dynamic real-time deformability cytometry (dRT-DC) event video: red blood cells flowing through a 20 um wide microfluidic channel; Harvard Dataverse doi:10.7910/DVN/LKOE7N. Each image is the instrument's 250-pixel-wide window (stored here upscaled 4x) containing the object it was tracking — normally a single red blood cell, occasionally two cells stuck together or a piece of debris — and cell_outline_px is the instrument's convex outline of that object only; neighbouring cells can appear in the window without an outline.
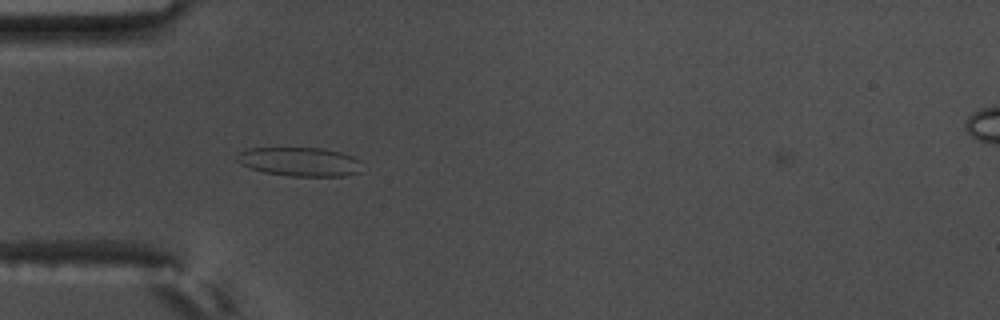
{"species": "common noctule bat (a hibernating species)", "species_latin": "Nyctalus noctula", "temperature_condition": "warm", "stored_images_in_passage": 41, "camera_frame_rate_fps": 3000, "um_per_image_px": 0.085, "animal": {"sex": "male", "body_mass_g": 17.5, "forearm_length_mm": 52.3}, "frame": {"image": 1, "passage_image": 1, "time_ms": 0.0, "image_size_px": [1000, 320], "cell_outline_px": [[360, 172], [344, 176], [288, 176], [264, 172], [248, 168], [240, 164], [236, 160], [236, 156], [240, 152], [248, 148], [324, 148], [340, 152], [352, 156], [360, 160]], "centroid_in_image_um": [25.45, 13.75], "position_along_channel_um": 59.5, "area_um2": 21.21}}
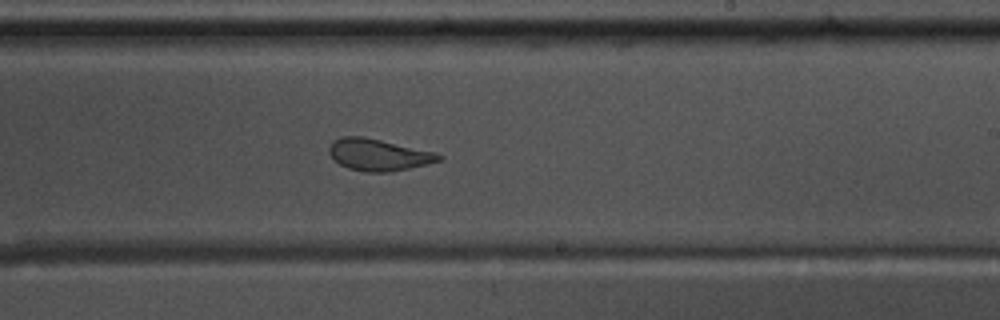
{"frame": {"image": 2, "passage_image": 18, "time_ms": 5.667, "image_size_px": [1000, 320], "cell_outline_px": [[444, 156], [440, 160], [392, 172], [364, 172], [348, 168], [340, 164], [328, 152], [328, 148], [332, 140], [340, 136], [364, 136], [436, 152]], "centroid_in_image_um": [32.14, 13.14], "position_along_channel_um": 256.9, "area_um2": 20.35}}
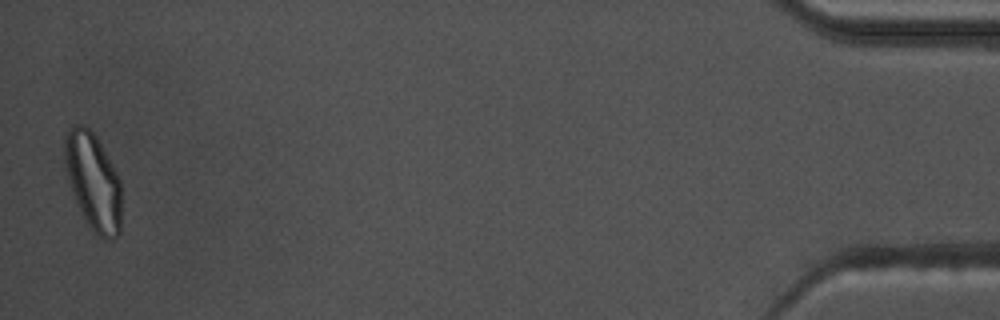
{"frame": {"image": 3, "passage_image": 40, "time_ms": 13.0, "image_size_px": [1000, 320], "cell_outline_px": [[120, 232], [112, 240], [104, 240], [92, 232], [84, 220], [76, 204], [72, 192], [64, 160], [64, 136], [68, 128], [72, 124], [84, 124], [96, 136], [116, 172], [120, 180]], "centroid_in_image_um": [7.89, 15.44], "position_along_channel_um": 427.3, "area_um2": 32.37}, "authors_computed_cell_mechanics": {"area_um2": 20.9236, "velocity_mm_per_s": 3.5556, "shape_relaxation_time_tau1_ms": null, "shape_relaxation_time_tau2_ms": 1.1745, "deformation_change_tau1": null, "deformation_change_tau2": 0.0675}}